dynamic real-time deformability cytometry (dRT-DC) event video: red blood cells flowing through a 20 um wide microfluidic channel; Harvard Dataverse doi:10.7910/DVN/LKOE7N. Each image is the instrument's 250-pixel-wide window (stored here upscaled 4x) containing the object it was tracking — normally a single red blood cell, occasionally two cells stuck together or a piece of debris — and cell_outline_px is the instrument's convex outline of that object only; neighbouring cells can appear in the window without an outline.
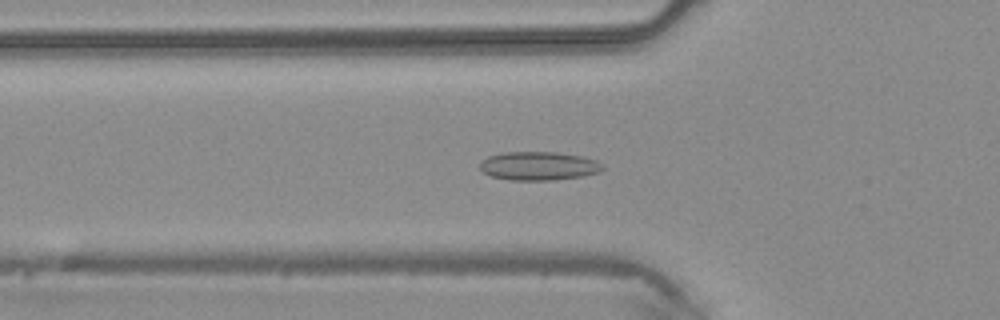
{"species": "common noctule bat (a hibernating species)", "species_latin": "Nyctalus noctula", "temperature_condition": "warm", "stored_images_in_passage": 38, "camera_frame_rate_fps": 3000, "um_per_image_px": 0.085, "animal": {"sex": "male", "body_mass_g": 20.4}, "frame": {"image": 1, "passage_image": 8, "time_ms": 2.333, "image_size_px": [1000, 320], "cell_outline_px": [[604, 168], [600, 172], [584, 176], [556, 180], [508, 180], [492, 176], [484, 172], [480, 168], [480, 160], [488, 156], [504, 152], [556, 152], [584, 156], [596, 160], [604, 164]], "centroid_in_image_um": [45.82, 14.1], "position_along_channel_um": 80.0, "area_um2": 20.75}}
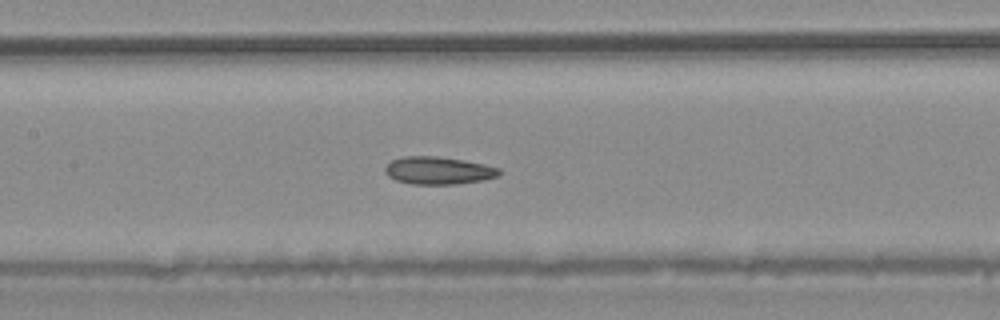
{"frame": {"image": 2, "passage_image": 14, "time_ms": 4.333, "image_size_px": [1000, 320], "cell_outline_px": [[500, 176], [484, 180], [456, 184], [412, 184], [396, 180], [388, 176], [384, 172], [384, 168], [392, 160], [404, 156], [436, 156], [464, 160], [484, 164], [500, 168]], "centroid_in_image_um": [37.27, 14.49], "position_along_channel_um": 170.1, "area_um2": 18.44}}
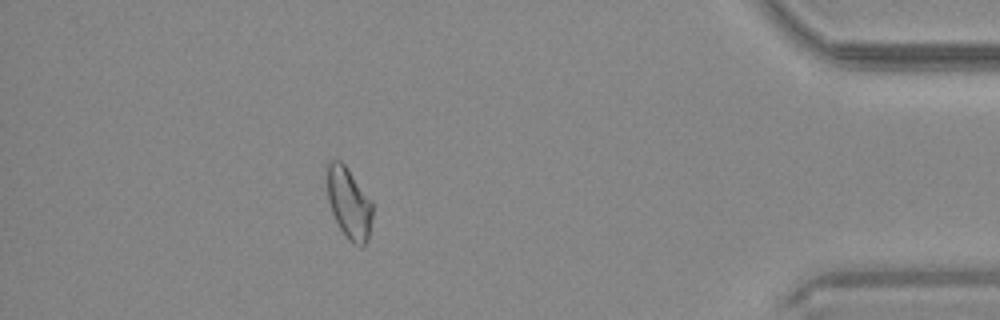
{"frame": {"image": 3, "passage_image": 33, "time_ms": 10.667, "image_size_px": [1000, 320], "cell_outline_px": [[372, 216], [368, 236], [364, 244], [360, 248], [352, 244], [348, 240], [340, 228], [332, 212], [328, 200], [324, 176], [324, 168], [328, 160], [340, 160], [344, 164], [372, 200]], "centroid_in_image_um": [29.6, 17.21], "position_along_channel_um": 405.6, "area_um2": 19.31}}